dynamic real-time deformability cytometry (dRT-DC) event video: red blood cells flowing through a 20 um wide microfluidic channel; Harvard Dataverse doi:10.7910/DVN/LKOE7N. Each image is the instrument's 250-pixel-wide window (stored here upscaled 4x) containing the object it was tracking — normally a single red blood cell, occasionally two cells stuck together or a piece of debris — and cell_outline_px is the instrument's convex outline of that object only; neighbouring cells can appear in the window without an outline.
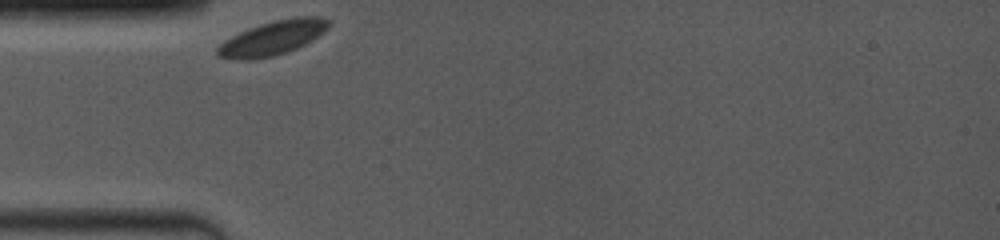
{"species": "common noctule bat (a hibernating species)", "species_latin": "Nyctalus noctula", "temperature_condition": "room temperature", "stored_images_in_passage": 10, "camera_frame_rate_fps": 4000, "um_per_image_px": 0.085, "animal": {"sex": "female", "body_mass_g": 19.0, "forearm_length_mm": 53.3}, "frame": {"image": 1, "passage_image": 1, "time_ms": 0.0, "image_size_px": [1000, 240], "cell_outline_px": [[328, 28], [324, 32], [312, 40], [296, 48], [272, 56], [248, 60], [240, 60], [216, 56], [216, 48], [220, 44], [232, 36], [248, 28], [272, 20], [296, 16], [320, 16], [328, 20]], "centroid_in_image_um": [23.16, 3.21], "position_along_channel_um": 61.8, "area_um2": 22.08}}
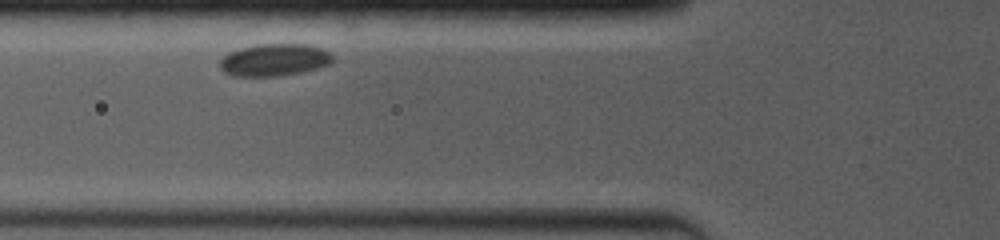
{"frame": {"image": 2, "passage_image": 4, "time_ms": 1.25, "image_size_px": [1000, 240], "cell_outline_px": [[332, 64], [300, 72], [276, 76], [232, 76], [224, 72], [220, 68], [220, 60], [228, 52], [240, 48], [256, 44], [312, 44], [324, 48], [332, 56]], "centroid_in_image_um": [23.32, 5.08], "position_along_channel_um": 102.5, "area_um2": 21.33}}
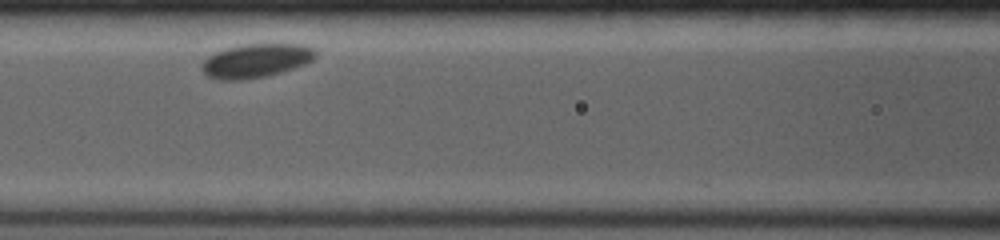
{"frame": {"image": 3, "passage_image": 7, "time_ms": 2.5, "image_size_px": [1000, 240], "cell_outline_px": [[316, 56], [312, 60], [296, 68], [264, 76], [244, 80], [220, 80], [208, 76], [200, 68], [200, 64], [208, 56], [216, 52], [240, 44], [304, 44], [312, 48], [316, 52]], "centroid_in_image_um": [21.74, 5.16], "position_along_channel_um": 144.9, "area_um2": 22.43}}